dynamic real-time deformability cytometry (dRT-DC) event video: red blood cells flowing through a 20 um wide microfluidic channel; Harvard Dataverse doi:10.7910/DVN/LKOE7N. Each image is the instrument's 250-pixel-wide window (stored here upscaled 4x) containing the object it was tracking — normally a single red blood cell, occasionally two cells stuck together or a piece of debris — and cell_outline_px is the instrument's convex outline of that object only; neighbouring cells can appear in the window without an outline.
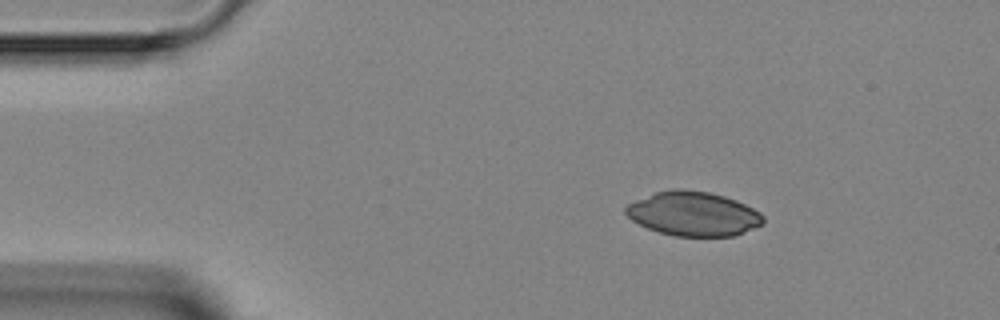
{"species": "Egyptian fruit bat (a non-hibernating species)", "species_latin": "Rousettus aegyptiacus", "temperature_condition": "room temperature", "stored_images_in_passage": 4, "camera_frame_rate_fps": 3000, "um_per_image_px": 0.085, "animal": {"sex": "female"}, "frame": {"image": 1, "passage_image": 2, "time_ms": 1.333, "image_size_px": [1000, 320], "cell_outline_px": [[764, 224], [744, 232], [732, 236], [676, 236], [660, 232], [648, 228], [632, 220], [624, 212], [624, 208], [628, 204], [636, 200], [656, 192], [672, 188], [680, 188], [708, 192], [724, 196], [736, 200], [760, 212], [764, 216]], "centroid_in_image_um": [58.94, 18.16], "position_along_channel_um": 26.1, "area_um2": 35.37}}